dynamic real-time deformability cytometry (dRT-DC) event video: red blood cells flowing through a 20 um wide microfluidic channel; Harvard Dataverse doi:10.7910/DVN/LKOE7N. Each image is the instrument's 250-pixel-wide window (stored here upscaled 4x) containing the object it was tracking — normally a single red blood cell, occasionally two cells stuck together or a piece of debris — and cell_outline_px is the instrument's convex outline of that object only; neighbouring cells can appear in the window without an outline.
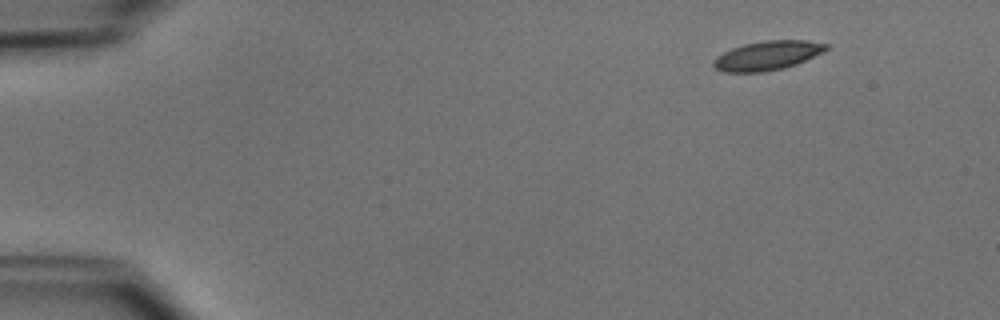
{"species": "common noctule bat (a hibernating species)", "species_latin": "Nyctalus noctula", "temperature_condition": "cold", "stored_images_in_passage": 47, "camera_frame_rate_fps": 3000, "um_per_image_px": 0.085, "animal": {"sex": "male", "body_mass_g": 15.6}, "frame": {"image": 1, "passage_image": 1, "time_ms": 0.0, "image_size_px": [1000, 320], "cell_outline_px": [[828, 48], [796, 64], [784, 68], [764, 72], [724, 72], [716, 68], [712, 64], [712, 60], [716, 56], [732, 48], [744, 44], [764, 40], [804, 40], [828, 44]], "centroid_in_image_um": [65.17, 4.72], "position_along_channel_um": 19.8, "area_um2": 18.96}}
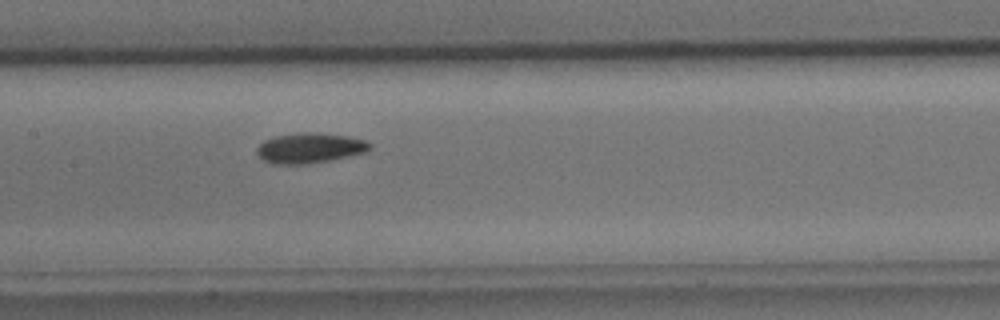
{"frame": {"image": 2, "passage_image": 21, "time_ms": 6.667, "image_size_px": [1000, 320], "cell_outline_px": [[372, 148], [368, 152], [332, 160], [308, 164], [272, 164], [264, 160], [256, 152], [256, 148], [264, 140], [276, 136], [304, 132], [312, 132], [348, 136], [364, 140], [372, 144]], "centroid_in_image_um": [26.36, 12.59], "position_along_channel_um": 181.0, "area_um2": 20.0}}
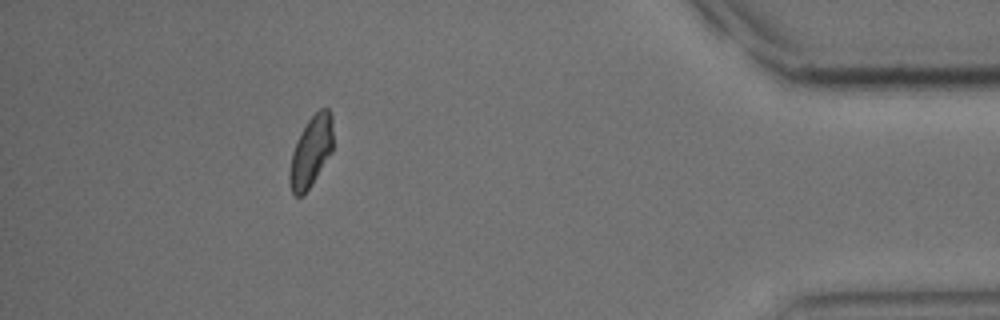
{"frame": {"image": 3, "passage_image": 42, "time_ms": 13.667, "image_size_px": [1000, 320], "cell_outline_px": [[332, 152], [312, 184], [304, 196], [296, 196], [292, 192], [288, 184], [288, 176], [292, 152], [296, 140], [300, 132], [308, 120], [320, 108], [328, 108], [332, 116]], "centroid_in_image_um": [26.41, 12.91], "position_along_channel_um": 408.8, "area_um2": 18.09}, "authors_computed_cell_mechanics": {"area_um2": 19.1318, "velocity_mm_per_s": 3.9045, "shape_relaxation_time_tau1_ms": 4.5343, "shape_relaxation_time_tau2_ms": 5.003, "deformation_change_tau1": 0.1106, "deformation_change_tau2": 0.0952}}